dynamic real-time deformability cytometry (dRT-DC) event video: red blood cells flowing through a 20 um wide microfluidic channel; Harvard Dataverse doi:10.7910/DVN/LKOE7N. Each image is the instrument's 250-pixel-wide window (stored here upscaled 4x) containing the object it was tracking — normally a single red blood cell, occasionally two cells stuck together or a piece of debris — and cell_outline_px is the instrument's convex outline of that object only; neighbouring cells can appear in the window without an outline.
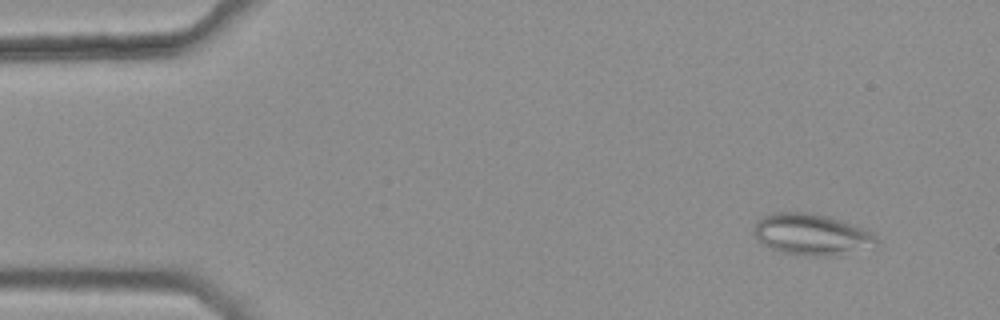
{"species": "common noctule bat (a hibernating species)", "species_latin": "Nyctalus noctula", "temperature_condition": "warm", "stored_images_in_passage": 5, "camera_frame_rate_fps": 3000, "um_per_image_px": 0.085, "animal": {"sex": "female", "body_mass_g": 25.1}, "frame": {"image": 1, "passage_image": 2, "time_ms": 0.333, "image_size_px": [1000, 320], "cell_outline_px": [[880, 240], [876, 244], [832, 256], [804, 256], [784, 252], [772, 248], [764, 244], [756, 236], [756, 220], [772, 212], [808, 212], [828, 216], [840, 220], [872, 232]], "centroid_in_image_um": [68.97, 19.91], "position_along_channel_um": 16.0, "area_um2": 28.9}}